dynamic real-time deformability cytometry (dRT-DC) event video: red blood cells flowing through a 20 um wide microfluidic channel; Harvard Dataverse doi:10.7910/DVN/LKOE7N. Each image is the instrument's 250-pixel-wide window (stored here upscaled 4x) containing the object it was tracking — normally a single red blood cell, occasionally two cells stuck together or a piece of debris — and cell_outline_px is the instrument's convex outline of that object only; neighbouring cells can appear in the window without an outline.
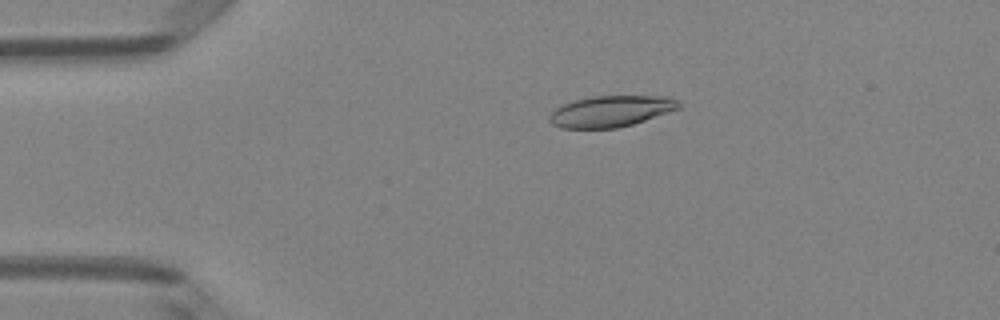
{"species": "Egyptian fruit bat (a non-hibernating species)", "species_latin": "Rousettus aegyptiacus", "temperature_condition": "room temperature", "stored_images_in_passage": 49, "camera_frame_rate_fps": 3000, "um_per_image_px": 0.085, "animal": {"sex": "female"}, "frame": {"image": 1, "passage_image": 10, "time_ms": 3.0, "image_size_px": [1000, 320], "cell_outline_px": [[684, 104], [680, 108], [632, 124], [616, 128], [560, 128], [552, 124], [548, 120], [548, 116], [556, 108], [564, 104], [576, 100], [592, 96], [668, 96]], "centroid_in_image_um": [51.93, 9.45], "position_along_channel_um": 33.1, "area_um2": 23.41}}
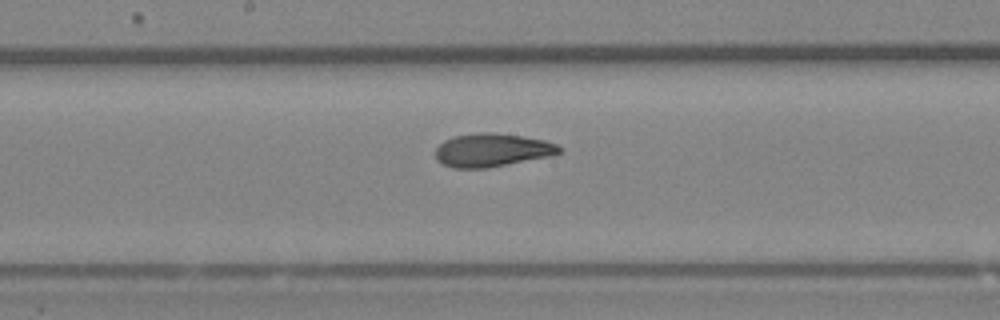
{"frame": {"image": 2, "passage_image": 26, "time_ms": 8.333, "image_size_px": [1000, 320], "cell_outline_px": [[560, 152], [552, 156], [488, 168], [452, 168], [436, 160], [436, 148], [444, 140], [456, 136], [476, 132], [488, 132], [520, 136], [544, 140], [556, 144], [560, 148]], "centroid_in_image_um": [41.81, 12.77], "position_along_channel_um": 206.4, "area_um2": 23.93}}
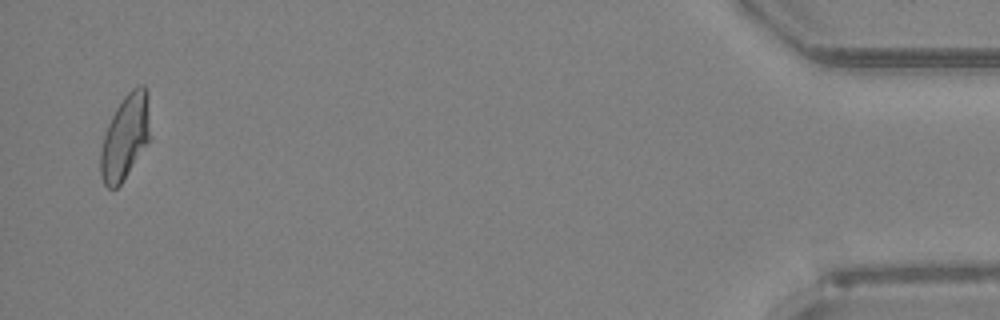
{"frame": {"image": 3, "passage_image": 48, "time_ms": 15.667, "image_size_px": [1000, 320], "cell_outline_px": [[148, 144], [120, 184], [116, 188], [108, 188], [104, 184], [100, 172], [100, 152], [104, 136], [108, 124], [116, 108], [124, 96], [132, 88], [140, 84], [144, 84], [148, 92]], "centroid_in_image_um": [10.63, 11.63], "position_along_channel_um": 424.6, "area_um2": 24.16}, "authors_computed_cell_mechanics": {"area_um2": 24.1026, "velocity_mm_per_s": 4.1195, "shape_relaxation_time_tau1_ms": 5.9117, "shape_relaxation_time_tau2_ms": 1.5892, "deformation_change_tau1": 0.1802, "deformation_change_tau2": 0.0776}}